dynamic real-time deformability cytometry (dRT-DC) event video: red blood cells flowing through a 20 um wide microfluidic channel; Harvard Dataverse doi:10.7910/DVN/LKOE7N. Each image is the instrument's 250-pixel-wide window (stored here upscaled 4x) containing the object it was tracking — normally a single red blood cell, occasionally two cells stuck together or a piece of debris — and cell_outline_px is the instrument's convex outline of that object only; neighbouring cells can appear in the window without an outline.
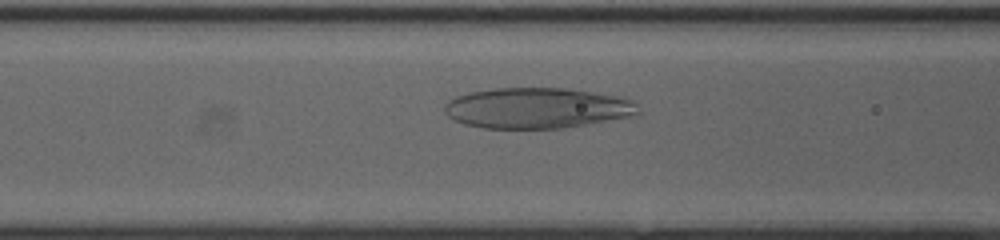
{"species": "human", "species_latin": "Homo sapiens", "temperature_condition": "cold", "stored_images_in_passage": 41, "camera_frame_rate_fps": 3000, "um_per_image_px": 0.085, "donor": {"sex": "female"}, "frame": {"image": 1, "passage_image": 11, "time_ms": 3.333, "image_size_px": [1000, 240], "cell_outline_px": [[640, 112], [628, 116], [584, 124], [560, 128], [484, 128], [464, 124], [452, 120], [444, 112], [444, 104], [448, 100], [456, 96], [472, 92], [496, 88], [564, 88], [592, 92], [616, 96], [632, 100], [636, 104]], "centroid_in_image_um": [45.57, 9.18], "position_along_channel_um": 121.0, "area_um2": 45.43}}
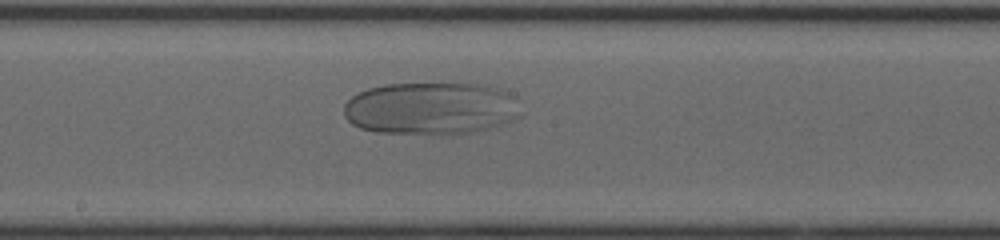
{"frame": {"image": 2, "passage_image": 18, "time_ms": 5.667, "image_size_px": [1000, 240], "cell_outline_px": [[520, 116], [504, 124], [488, 128], [448, 136], [440, 136], [376, 132], [360, 128], [352, 124], [344, 116], [344, 104], [352, 96], [368, 88], [384, 84], [480, 84], [496, 88], [508, 92], [516, 100], [520, 112]], "centroid_in_image_um": [36.6, 9.24], "position_along_channel_um": 211.6, "area_um2": 54.68}}